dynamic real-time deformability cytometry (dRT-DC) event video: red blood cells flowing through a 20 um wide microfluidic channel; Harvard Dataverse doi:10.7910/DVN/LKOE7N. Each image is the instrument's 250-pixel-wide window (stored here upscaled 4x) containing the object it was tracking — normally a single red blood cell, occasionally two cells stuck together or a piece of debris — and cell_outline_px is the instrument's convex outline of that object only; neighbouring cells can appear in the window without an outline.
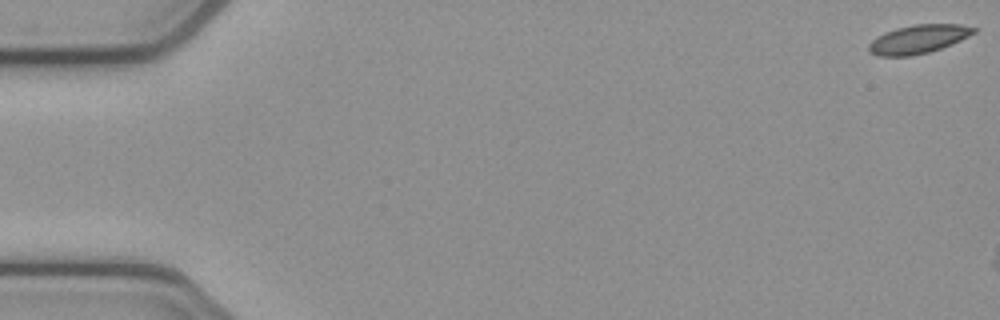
{"species": "common noctule bat (a hibernating species)", "species_latin": "Nyctalus noctula", "temperature_condition": "cold", "stored_images_in_passage": 6, "camera_frame_rate_fps": 3000, "um_per_image_px": 0.085, "animal": {"sex": "female", "body_mass_g": 21.9}, "frame": {"image": 1, "passage_image": 1, "time_ms": 0.0, "image_size_px": [1000, 320], "cell_outline_px": [[980, 28], [976, 32], [952, 44], [928, 52], [912, 56], [880, 56], [868, 52], [868, 44], [876, 36], [884, 32], [896, 28], [912, 24], [960, 24]], "centroid_in_image_um": [78.05, 3.32], "position_along_channel_um": 7.0, "area_um2": 17.69}}